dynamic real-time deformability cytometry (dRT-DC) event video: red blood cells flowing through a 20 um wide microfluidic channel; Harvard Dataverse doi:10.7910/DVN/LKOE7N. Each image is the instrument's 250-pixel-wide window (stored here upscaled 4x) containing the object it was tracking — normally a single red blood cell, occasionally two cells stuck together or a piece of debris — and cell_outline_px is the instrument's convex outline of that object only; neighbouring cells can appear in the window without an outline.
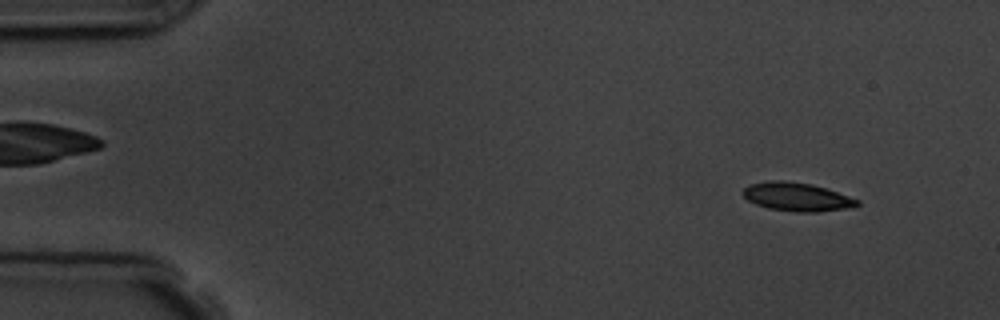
{"species": "common noctule bat (a hibernating species)", "species_latin": "Nyctalus noctula", "temperature_condition": "room temperature", "stored_images_in_passage": 5, "camera_frame_rate_fps": 3000, "um_per_image_px": 0.085, "animal": {"sex": "male", "body_mass_g": 19.5, "forearm_length_mm": 54.6}, "frame": {"image": 1, "passage_image": 1, "time_ms": 0.0, "image_size_px": [1000, 320], "cell_outline_px": [[860, 204], [844, 208], [816, 212], [796, 212], [768, 208], [756, 204], [748, 200], [744, 196], [744, 188], [752, 184], [768, 180], [784, 180], [812, 184], [860, 200]], "centroid_in_image_um": [67.71, 16.72], "position_along_channel_um": 17.3, "area_um2": 18.67}}
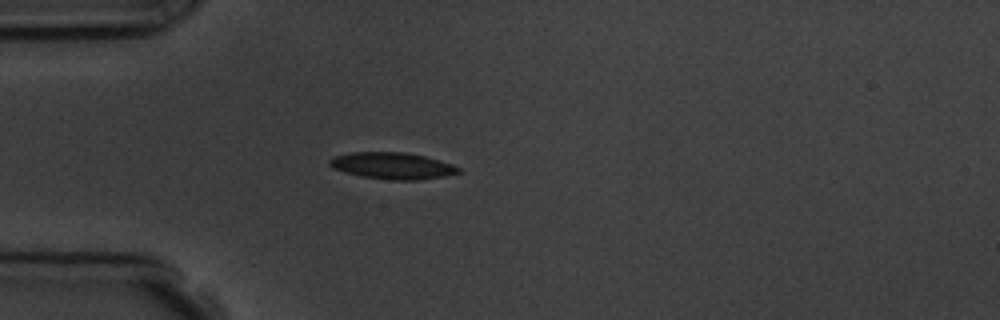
{"frame": {"image": 2, "passage_image": 3, "time_ms": 3.333, "image_size_px": [1000, 320], "cell_outline_px": [[460, 172], [448, 176], [416, 180], [388, 180], [360, 176], [344, 172], [332, 168], [328, 164], [328, 160], [332, 156], [352, 152], [404, 152], [424, 156], [452, 164], [460, 168]], "centroid_in_image_um": [33.31, 14.09], "position_along_channel_um": 51.7, "area_um2": 20.17}}